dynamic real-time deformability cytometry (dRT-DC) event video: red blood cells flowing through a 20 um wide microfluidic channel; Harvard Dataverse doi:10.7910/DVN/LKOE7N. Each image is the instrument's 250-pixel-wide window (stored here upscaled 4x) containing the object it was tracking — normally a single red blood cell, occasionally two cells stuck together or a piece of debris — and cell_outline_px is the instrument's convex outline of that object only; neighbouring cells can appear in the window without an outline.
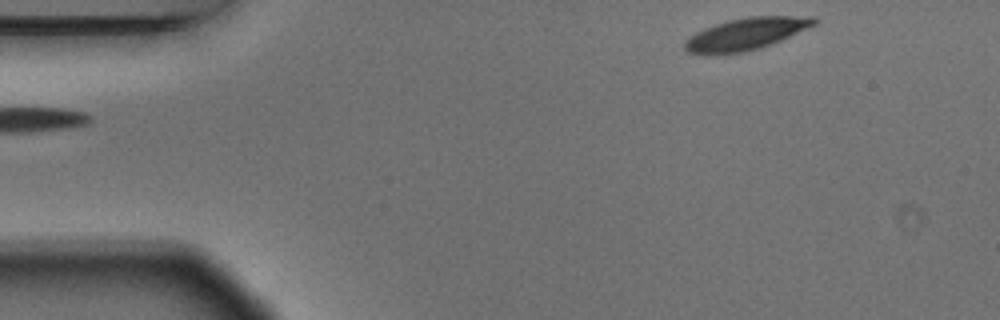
{"species": "Egyptian fruit bat (a non-hibernating species)", "species_latin": "Rousettus aegyptiacus", "temperature_condition": "warm", "stored_images_in_passage": 7, "segment_of_instrument_passage": [2, 2], "camera_frame_rate_fps": 3000, "um_per_image_px": 0.085, "animal": {"sex": "male"}, "frame": {"image": 1, "passage_image": 7, "time_ms": 2.0, "image_size_px": [1000, 320], "cell_outline_px": [[816, 24], [780, 40], [756, 48], [740, 52], [688, 52], [684, 48], [684, 40], [696, 32], [704, 28], [728, 20], [748, 16], [816, 16]], "centroid_in_image_um": [63.43, 2.83], "position_along_channel_um": 21.6, "area_um2": 23.24}}